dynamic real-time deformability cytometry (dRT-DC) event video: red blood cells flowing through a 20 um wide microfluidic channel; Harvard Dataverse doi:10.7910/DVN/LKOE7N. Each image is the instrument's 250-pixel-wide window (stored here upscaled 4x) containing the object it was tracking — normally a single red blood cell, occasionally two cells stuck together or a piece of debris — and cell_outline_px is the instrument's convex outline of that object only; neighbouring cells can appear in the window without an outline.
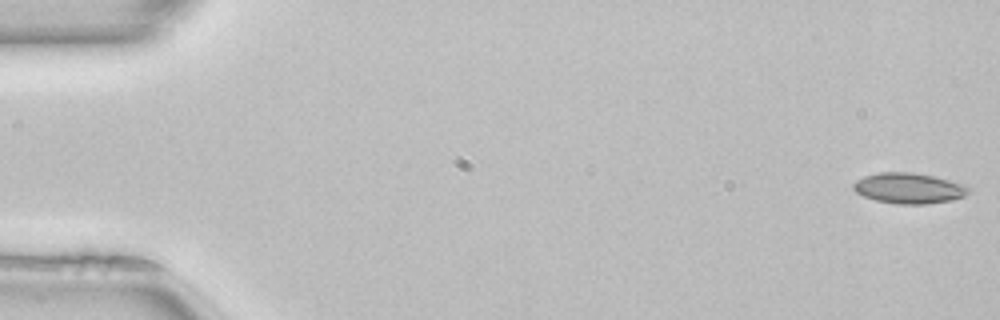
{"species": "common noctule bat (a hibernating species)", "species_latin": "Nyctalus noctula", "temperature_condition": "room temperature", "stored_images_in_passage": 51, "camera_frame_rate_fps": 3000, "um_per_image_px": 0.085, "animal": {"sex": "female", "body_mass_g": 22.7, "forearm_length_mm": 54.2}, "frame": {"image": 1, "passage_image": 1, "time_ms": 0.0, "image_size_px": [1000, 320], "cell_outline_px": [[972, 192], [964, 196], [952, 200], [924, 204], [896, 204], [876, 200], [864, 196], [856, 192], [852, 188], [852, 184], [856, 180], [864, 176], [880, 172], [912, 172], [932, 176], [964, 184], [972, 188]], "centroid_in_image_um": [77.27, 16.0], "position_along_channel_um": 7.7, "area_um2": 20.63}}
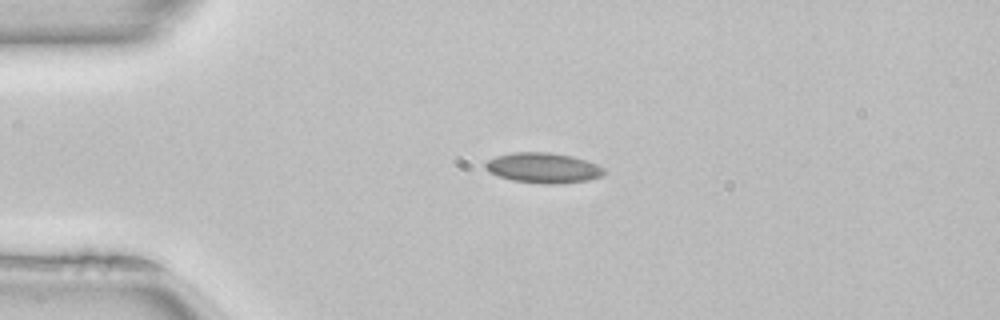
{"frame": {"image": 2, "passage_image": 12, "time_ms": 3.667, "image_size_px": [1000, 320], "cell_outline_px": [[604, 176], [588, 180], [556, 184], [544, 184], [512, 180], [488, 172], [484, 168], [484, 164], [488, 160], [496, 156], [512, 152], [548, 152], [572, 156], [596, 164], [604, 168]], "centroid_in_image_um": [46.16, 14.27], "position_along_channel_um": 38.8, "area_um2": 20.92}}
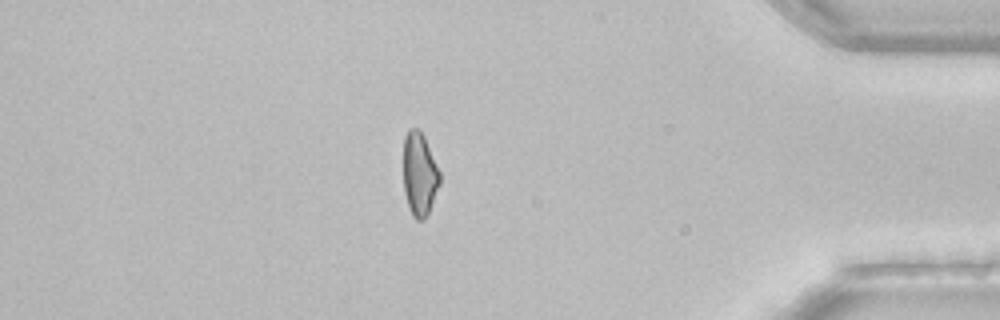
{"frame": {"image": 3, "passage_image": 44, "time_ms": 14.333, "image_size_px": [1000, 320], "cell_outline_px": [[440, 184], [428, 212], [424, 220], [416, 220], [412, 216], [408, 208], [404, 192], [404, 136], [408, 128], [420, 128], [424, 136], [440, 172]], "centroid_in_image_um": [35.65, 14.8], "position_along_channel_um": 399.6, "area_um2": 17.8}, "authors_computed_cell_mechanics": {"area_um2": 19.2474, "velocity_mm_per_s": 4.0373, "shape_relaxation_time_tau1_ms": null, "shape_relaxation_time_tau2_ms": 3.2393, "deformation_change_tau1": null, "deformation_change_tau2": 0.0831}}